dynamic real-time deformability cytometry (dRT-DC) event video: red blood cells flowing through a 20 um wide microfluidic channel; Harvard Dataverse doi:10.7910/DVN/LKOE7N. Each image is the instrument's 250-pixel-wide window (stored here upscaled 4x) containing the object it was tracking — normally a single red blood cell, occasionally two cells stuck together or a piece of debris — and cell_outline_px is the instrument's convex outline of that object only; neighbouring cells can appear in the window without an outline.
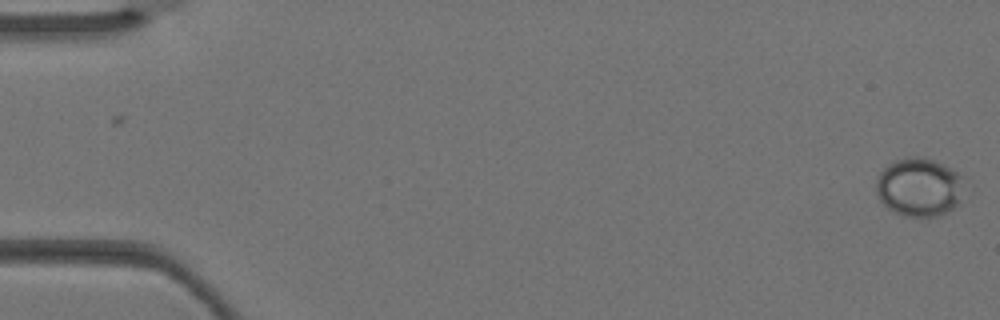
{"species": "Egyptian fruit bat (a non-hibernating species)", "species_latin": "Rousettus aegyptiacus", "temperature_condition": "warm", "stored_images_in_passage": 4, "camera_frame_rate_fps": 3000, "um_per_image_px": 0.085, "animal": {"sex": "female"}, "frame": {"image": 1, "passage_image": 1, "time_ms": 0.0, "image_size_px": [1000, 320], "cell_outline_px": [[960, 176], [956, 204], [952, 208], [936, 216], [900, 216], [892, 212], [880, 200], [876, 192], [876, 180], [880, 172], [888, 164], [896, 160], [908, 156], [916, 156], [932, 160], [956, 172]], "centroid_in_image_um": [77.99, 15.91], "position_along_channel_um": 7.0, "area_um2": 29.07}}